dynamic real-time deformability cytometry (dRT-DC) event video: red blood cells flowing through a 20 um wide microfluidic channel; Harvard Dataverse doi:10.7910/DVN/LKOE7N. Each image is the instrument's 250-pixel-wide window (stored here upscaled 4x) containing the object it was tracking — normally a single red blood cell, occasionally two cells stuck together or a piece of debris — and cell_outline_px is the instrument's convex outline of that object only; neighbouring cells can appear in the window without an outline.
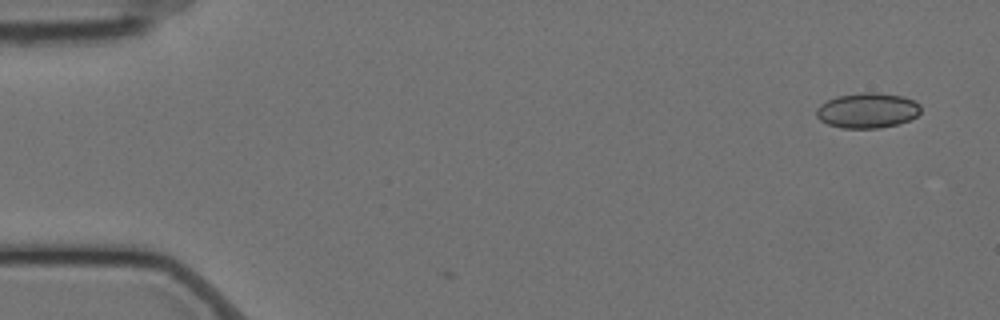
{"species": "Egyptian fruit bat (a non-hibernating species)", "species_latin": "Rousettus aegyptiacus", "temperature_condition": "cold", "stored_images_in_passage": 2, "camera_frame_rate_fps": 3000, "um_per_image_px": 0.085, "animal": {"sex": "female"}, "frame": {"image": 1, "passage_image": 2, "time_ms": 0.333, "image_size_px": [1000, 320], "cell_outline_px": [[920, 112], [916, 116], [908, 120], [896, 124], [880, 128], [840, 128], [828, 124], [820, 120], [816, 116], [816, 108], [820, 104], [836, 96], [864, 92], [876, 92], [904, 96], [916, 100], [920, 104]], "centroid_in_image_um": [73.73, 9.38], "position_along_channel_um": 11.3, "area_um2": 21.56}}